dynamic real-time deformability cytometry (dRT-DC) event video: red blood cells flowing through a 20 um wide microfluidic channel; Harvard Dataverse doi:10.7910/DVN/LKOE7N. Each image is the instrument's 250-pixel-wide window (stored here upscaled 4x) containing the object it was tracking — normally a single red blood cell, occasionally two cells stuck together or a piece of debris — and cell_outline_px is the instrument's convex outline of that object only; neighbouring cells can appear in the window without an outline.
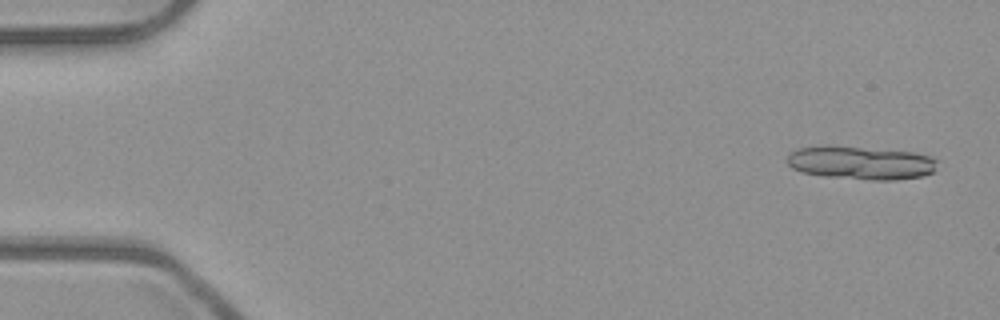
{"species": "common noctule bat (a hibernating species)", "species_latin": "Nyctalus noctula", "temperature_condition": "room temperature", "stored_images_in_passage": 5, "camera_frame_rate_fps": 3000, "um_per_image_px": 0.085, "animal": {"sex": "male", "body_mass_g": 23.1, "forearm_length_mm": 52.7}, "frame": {"image": 1, "passage_image": 1, "time_ms": 0.0, "image_size_px": [1000, 320], "cell_outline_px": [[940, 160], [932, 172], [920, 176], [896, 180], [872, 180], [824, 176], [804, 172], [792, 168], [784, 160], [792, 152], [800, 148], [824, 144], [828, 144], [912, 152], [928, 156]], "centroid_in_image_um": [73.14, 13.82], "position_along_channel_um": 11.9, "area_um2": 29.36}}